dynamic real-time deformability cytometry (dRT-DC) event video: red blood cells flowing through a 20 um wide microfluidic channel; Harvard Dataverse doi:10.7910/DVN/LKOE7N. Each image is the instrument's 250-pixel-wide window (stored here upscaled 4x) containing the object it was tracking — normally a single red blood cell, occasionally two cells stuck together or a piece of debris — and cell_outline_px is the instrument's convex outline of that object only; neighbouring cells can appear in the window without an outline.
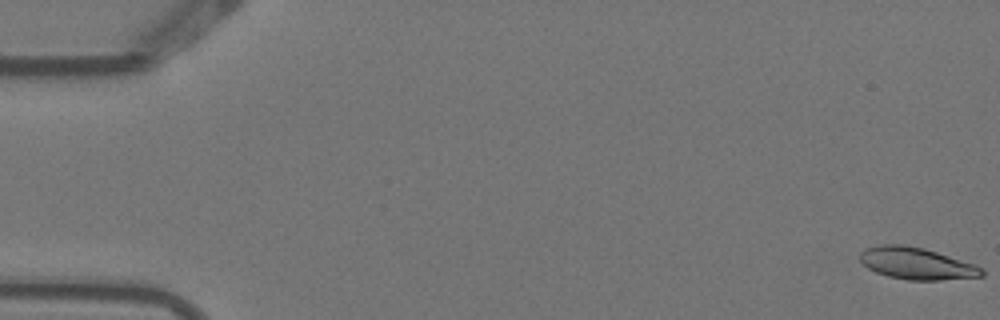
{"species": "Egyptian fruit bat (a non-hibernating species)", "species_latin": "Rousettus aegyptiacus", "temperature_condition": "warm", "stored_images_in_passage": 5, "camera_frame_rate_fps": 3000, "um_per_image_px": 0.085, "animal": {"sex": "female"}, "frame": {"image": 1, "passage_image": 1, "time_ms": 0.0, "image_size_px": [1000, 320], "cell_outline_px": [[984, 276], [940, 280], [908, 280], [888, 276], [876, 272], [868, 268], [860, 260], [860, 252], [864, 248], [880, 244], [904, 244], [924, 248], [976, 264], [984, 268]], "centroid_in_image_um": [77.92, 22.38], "position_along_channel_um": 7.1, "area_um2": 22.83}}
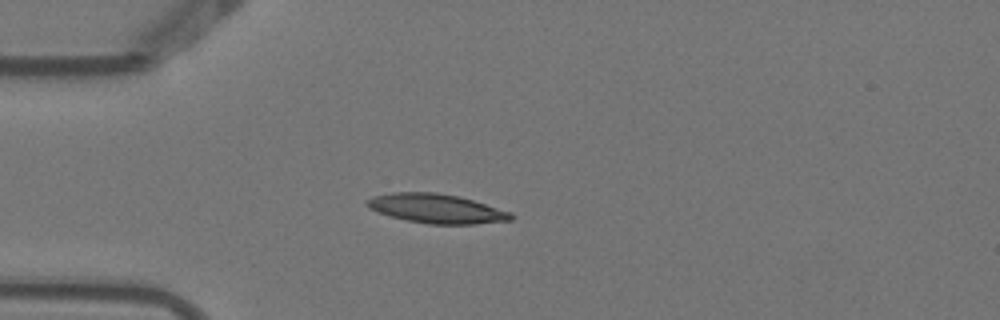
{"frame": {"image": 2, "passage_image": 5, "time_ms": 1.333, "image_size_px": [1000, 320], "cell_outline_px": [[516, 216], [512, 220], [476, 224], [428, 224], [408, 220], [392, 216], [368, 208], [364, 204], [364, 200], [372, 196], [392, 192], [436, 192], [460, 196], [512, 212]], "centroid_in_image_um": [37.11, 17.72], "position_along_channel_um": 47.9, "area_um2": 24.74}}